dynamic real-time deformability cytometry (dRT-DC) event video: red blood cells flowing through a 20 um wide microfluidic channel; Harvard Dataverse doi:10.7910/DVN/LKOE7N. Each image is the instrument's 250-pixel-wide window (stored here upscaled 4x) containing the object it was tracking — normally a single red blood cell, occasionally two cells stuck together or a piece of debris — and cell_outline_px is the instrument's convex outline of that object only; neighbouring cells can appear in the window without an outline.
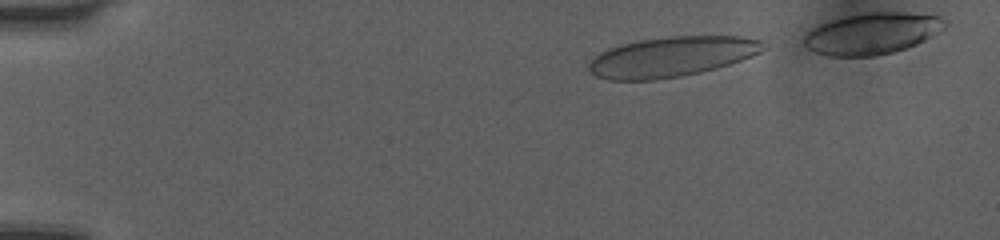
{"species": "human", "species_latin": "Homo sapiens", "temperature_condition": "room temperature", "stored_images_in_passage": 5, "camera_frame_rate_fps": 3000, "um_per_image_px": 0.085, "donor": {"sex": "female"}, "frame": {"image": 1, "passage_image": 1, "time_ms": 0.0, "image_size_px": [1000, 240], "cell_outline_px": [[768, 48], [752, 56], [716, 68], [700, 72], [680, 76], [652, 80], [608, 80], [596, 76], [588, 68], [588, 64], [600, 52], [620, 44], [640, 40], [668, 36], [744, 36], [760, 40], [768, 44]], "centroid_in_image_um": [57.13, 4.81], "position_along_channel_um": 27.9, "area_um2": 40.75}}
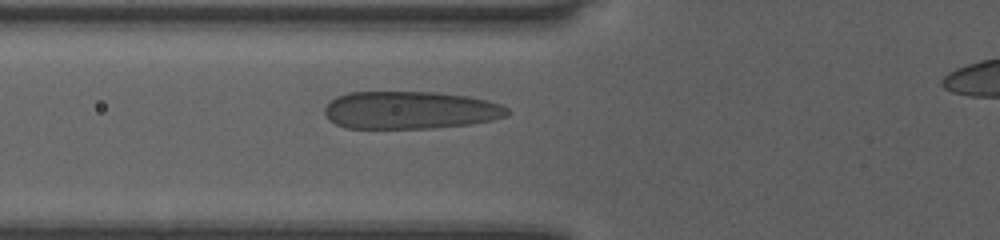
{"frame": {"image": 2, "passage_image": 5, "time_ms": 1.333, "image_size_px": [1000, 240], "cell_outline_px": [[512, 112], [508, 116], [492, 120], [472, 124], [432, 128], [344, 128], [328, 120], [324, 116], [324, 108], [336, 96], [348, 92], [436, 92], [468, 96], [500, 104], [508, 108]], "centroid_in_image_um": [34.86, 9.37], "position_along_channel_um": 90.9, "area_um2": 40.46}}